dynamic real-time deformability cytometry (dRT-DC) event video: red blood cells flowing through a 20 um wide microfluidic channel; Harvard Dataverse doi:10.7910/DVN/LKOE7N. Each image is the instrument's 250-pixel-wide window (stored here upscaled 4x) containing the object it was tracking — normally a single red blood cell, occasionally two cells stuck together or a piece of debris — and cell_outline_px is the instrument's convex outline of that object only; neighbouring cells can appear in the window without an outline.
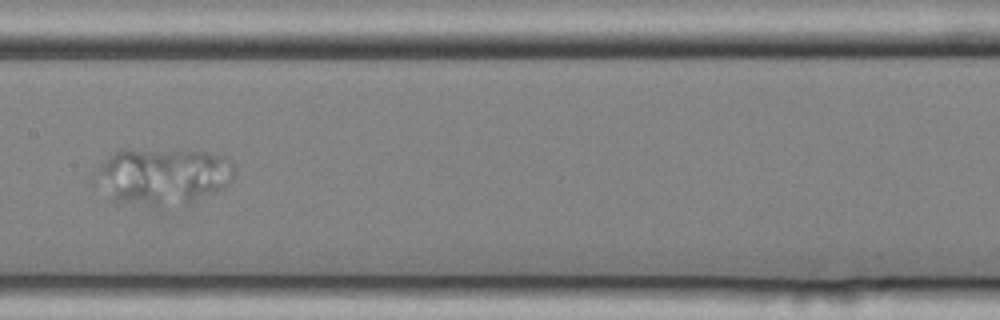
{"species": "common noctule bat (a hibernating species)", "species_latin": "Nyctalus noctula", "temperature_condition": "cold", "stored_images_in_passage": 15, "camera_frame_rate_fps": 3000, "um_per_image_px": 0.085, "animal": {"sex": "female", "body_mass_g": 25.1}, "frame": {"image": 1, "passage_image": 7, "time_ms": 2.0, "image_size_px": [1000, 320], "cell_outline_px": [[236, 168], [232, 180], [224, 188], [188, 204], [156, 208], [112, 200], [100, 176], [100, 164], [112, 152], [120, 148], [124, 148], [204, 152], [224, 156], [232, 160]], "centroid_in_image_um": [13.95, 14.97], "position_along_channel_um": 193.4, "area_um2": 45.95}}
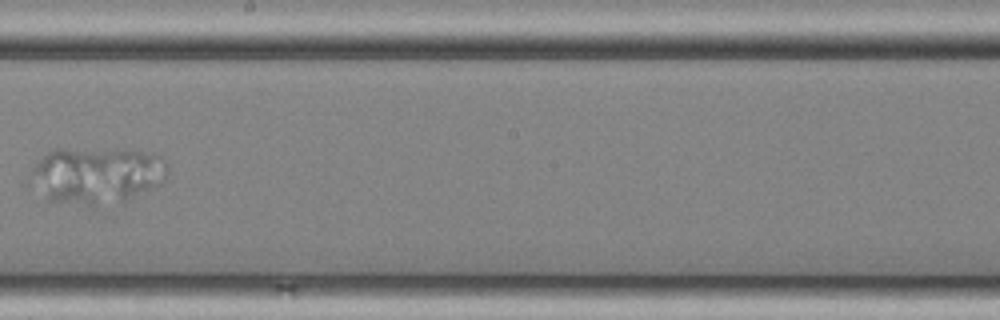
{"frame": {"image": 2, "passage_image": 8, "time_ms": 2.333, "image_size_px": [1000, 320], "cell_outline_px": [[168, 176], [160, 184], [124, 204], [96, 208], [88, 208], [48, 200], [32, 176], [32, 168], [48, 152], [56, 148], [128, 148], [152, 152], [160, 156], [164, 160], [168, 168]], "centroid_in_image_um": [8.35, 14.91], "position_along_channel_um": 239.9, "area_um2": 46.88}}
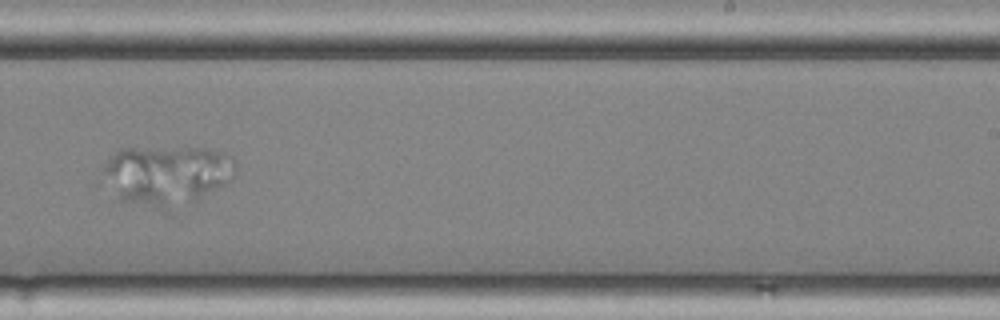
{"frame": {"image": 3, "passage_image": 9, "time_ms": 2.667, "image_size_px": [1000, 320], "cell_outline_px": [[236, 176], [228, 184], [196, 200], [164, 212], [160, 212], [120, 200], [104, 168], [104, 164], [116, 152], [128, 148], [204, 148], [220, 152], [232, 156], [236, 160]], "centroid_in_image_um": [14.3, 14.91], "position_along_channel_um": 274.7, "area_um2": 46.12}}